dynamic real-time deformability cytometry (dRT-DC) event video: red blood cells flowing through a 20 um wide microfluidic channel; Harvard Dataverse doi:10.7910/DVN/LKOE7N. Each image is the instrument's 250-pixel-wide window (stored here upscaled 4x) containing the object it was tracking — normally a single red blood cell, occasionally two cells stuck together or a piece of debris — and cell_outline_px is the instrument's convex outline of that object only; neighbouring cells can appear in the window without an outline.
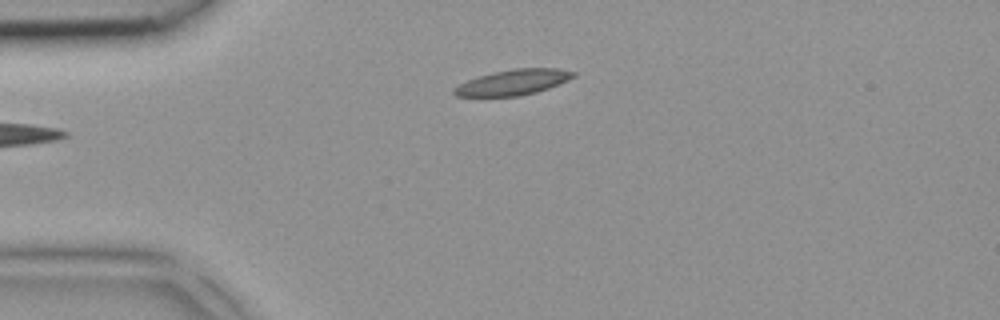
{"species": "common noctule bat (a hibernating species)", "species_latin": "Nyctalus noctula", "temperature_condition": "room temperature", "stored_images_in_passage": 6, "camera_frame_rate_fps": 3000, "um_per_image_px": 0.085, "animal": {"sex": "female", "body_mass_g": 18.4}, "frame": {"image": 1, "passage_image": 6, "time_ms": 1.667, "image_size_px": [1000, 320], "cell_outline_px": [[576, 76], [568, 80], [548, 88], [536, 92], [516, 96], [456, 96], [452, 92], [452, 88], [468, 80], [492, 72], [516, 68], [556, 68], [576, 72]], "centroid_in_image_um": [43.62, 6.99], "position_along_channel_um": 41.4, "area_um2": 17.57}}